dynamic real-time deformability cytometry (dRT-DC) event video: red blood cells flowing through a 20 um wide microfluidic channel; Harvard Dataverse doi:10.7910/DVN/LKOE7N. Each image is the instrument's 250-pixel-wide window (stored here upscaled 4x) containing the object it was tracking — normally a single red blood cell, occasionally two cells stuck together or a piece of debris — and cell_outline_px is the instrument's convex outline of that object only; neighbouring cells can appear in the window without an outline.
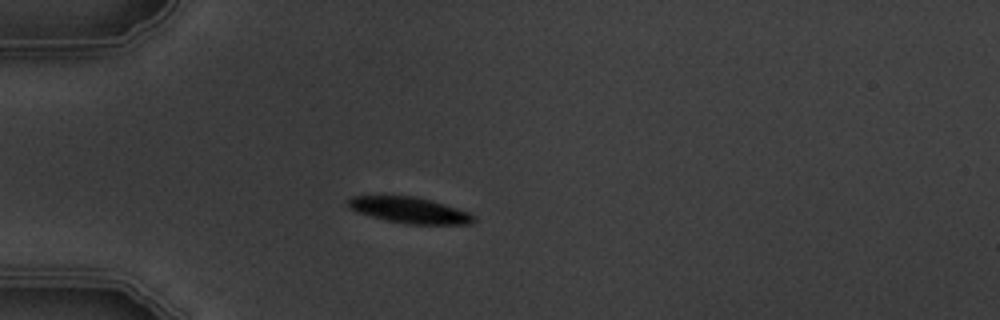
{"species": "common noctule bat (a hibernating species)", "species_latin": "Nyctalus noctula", "temperature_condition": "warm", "stored_images_in_passage": 4, "camera_frame_rate_fps": 3000, "um_per_image_px": 0.085, "animal": {"sex": "male", "body_mass_g": 19.5, "forearm_length_mm": 54.6}, "frame": {"image": 1, "passage_image": 4, "time_ms": 3.333, "image_size_px": [1000, 320], "cell_outline_px": [[476, 220], [472, 224], [408, 224], [388, 220], [356, 212], [348, 208], [348, 200], [352, 196], [380, 192], [416, 196], [432, 200], [468, 212], [476, 216]], "centroid_in_image_um": [34.73, 17.8], "position_along_channel_um": 50.3, "area_um2": 19.88}}